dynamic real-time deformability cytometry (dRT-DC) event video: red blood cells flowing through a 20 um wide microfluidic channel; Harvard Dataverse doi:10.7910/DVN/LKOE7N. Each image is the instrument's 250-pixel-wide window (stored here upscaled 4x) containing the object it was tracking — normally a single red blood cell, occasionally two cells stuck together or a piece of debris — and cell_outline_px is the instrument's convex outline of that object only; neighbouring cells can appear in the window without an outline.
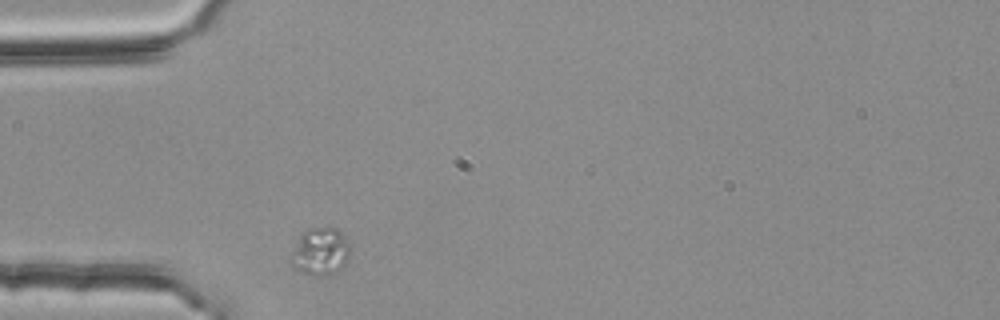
{"species": "common noctule bat (a hibernating species)", "species_latin": "Nyctalus noctula", "temperature_condition": "room temperature", "stored_images_in_passage": 30, "camera_frame_rate_fps": 3000, "um_per_image_px": 0.085, "animal": {"sex": "female", "body_mass_g": 25.1}, "frame": {"image": 1, "passage_image": 1, "time_ms": 0.0, "image_size_px": [1000, 320], "cell_outline_px": [[348, 260], [332, 276], [312, 276], [296, 268], [292, 264], [300, 232], [308, 228], [336, 228], [344, 236], [348, 244]], "centroid_in_image_um": [27.27, 21.39], "position_along_channel_um": 57.7, "area_um2": 15.9}}